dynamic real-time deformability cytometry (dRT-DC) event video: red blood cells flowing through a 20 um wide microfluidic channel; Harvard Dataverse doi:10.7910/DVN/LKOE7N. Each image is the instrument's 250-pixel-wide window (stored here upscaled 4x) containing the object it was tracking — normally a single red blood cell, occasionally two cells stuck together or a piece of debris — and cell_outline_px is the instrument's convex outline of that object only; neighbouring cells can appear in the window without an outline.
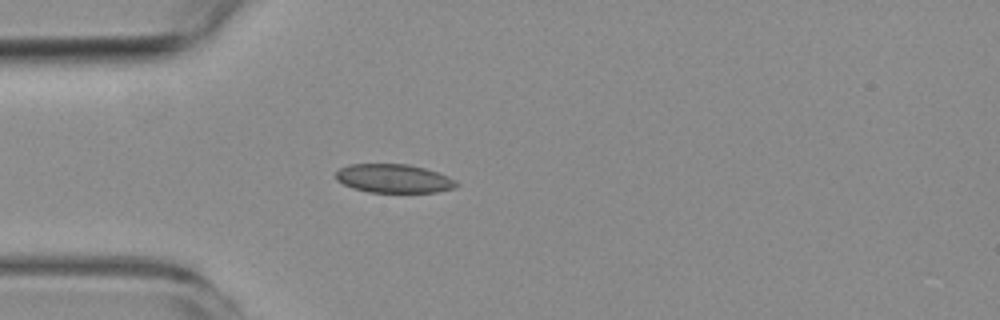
{"species": "common noctule bat (a hibernating species)", "species_latin": "Nyctalus noctula", "temperature_condition": "room temperature", "stored_images_in_passage": 2, "camera_frame_rate_fps": 3000, "um_per_image_px": 0.085, "animal": {"sex": "female", "body_mass_g": 19.3, "forearm_length_mm": 54.1}, "frame": {"image": 1, "passage_image": 2, "time_ms": 1.0, "image_size_px": [1000, 320], "cell_outline_px": [[460, 184], [456, 188], [436, 192], [368, 192], [352, 188], [336, 180], [336, 172], [340, 168], [348, 164], [408, 164], [424, 168], [448, 176], [456, 180]], "centroid_in_image_um": [33.48, 15.17], "position_along_channel_um": 51.5, "area_um2": 20.23}}